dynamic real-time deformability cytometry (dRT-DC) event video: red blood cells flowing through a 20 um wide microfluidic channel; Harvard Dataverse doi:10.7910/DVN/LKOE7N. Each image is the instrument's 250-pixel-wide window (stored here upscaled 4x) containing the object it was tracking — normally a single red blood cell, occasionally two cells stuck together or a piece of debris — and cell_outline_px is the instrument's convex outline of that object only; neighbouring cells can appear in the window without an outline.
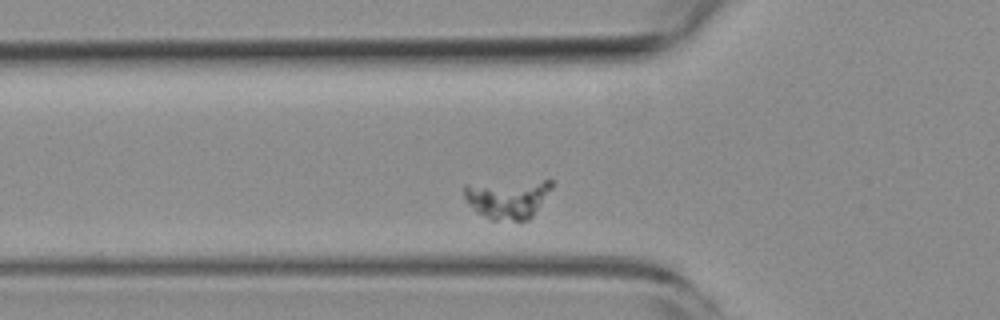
{"species": "common noctule bat (a hibernating species)", "species_latin": "Nyctalus noctula", "temperature_condition": "room temperature", "stored_images_in_passage": 43, "camera_frame_rate_fps": 3000, "um_per_image_px": 0.085, "animal": {"sex": "female", "body_mass_g": 19.3, "forearm_length_mm": 54.1}, "frame": {"image": 1, "passage_image": 6, "time_ms": 1.667, "image_size_px": [1000, 320], "cell_outline_px": [[552, 188], [532, 216], [528, 220], [492, 220], [476, 212], [464, 200], [464, 184], [544, 180], [552, 180]], "centroid_in_image_um": [43.11, 16.89], "position_along_channel_um": 82.7, "area_um2": 19.94}}
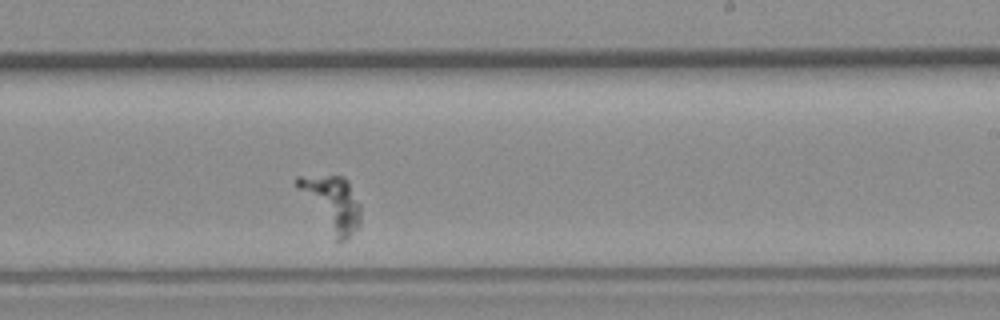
{"frame": {"image": 2, "passage_image": 21, "time_ms": 6.667, "image_size_px": [1000, 320], "cell_outline_px": [[360, 228], [344, 240], [336, 240], [296, 188], [296, 176], [344, 176], [348, 180], [360, 204]], "centroid_in_image_um": [28.23, 17.27], "position_along_channel_um": 260.8, "area_um2": 19.94}}
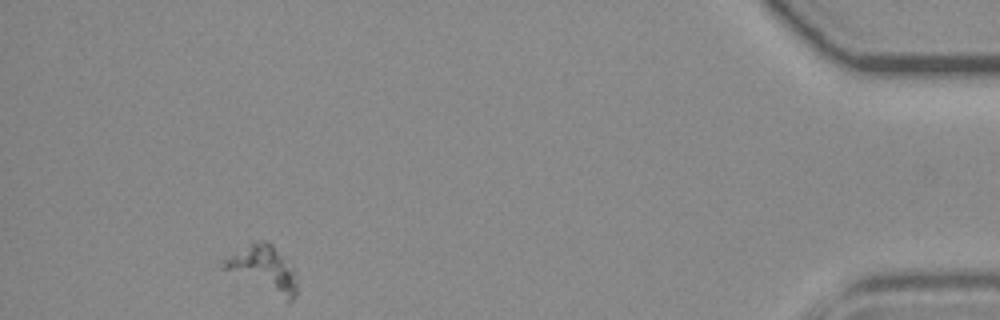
{"frame": {"image": 3, "passage_image": 39, "time_ms": 12.667, "image_size_px": [1000, 320], "cell_outline_px": [[296, 296], [288, 304], [220, 268], [216, 264], [256, 240], [268, 240], [292, 264], [296, 272]], "centroid_in_image_um": [22.4, 22.91], "position_along_channel_um": 412.8, "area_um2": 20.46}}